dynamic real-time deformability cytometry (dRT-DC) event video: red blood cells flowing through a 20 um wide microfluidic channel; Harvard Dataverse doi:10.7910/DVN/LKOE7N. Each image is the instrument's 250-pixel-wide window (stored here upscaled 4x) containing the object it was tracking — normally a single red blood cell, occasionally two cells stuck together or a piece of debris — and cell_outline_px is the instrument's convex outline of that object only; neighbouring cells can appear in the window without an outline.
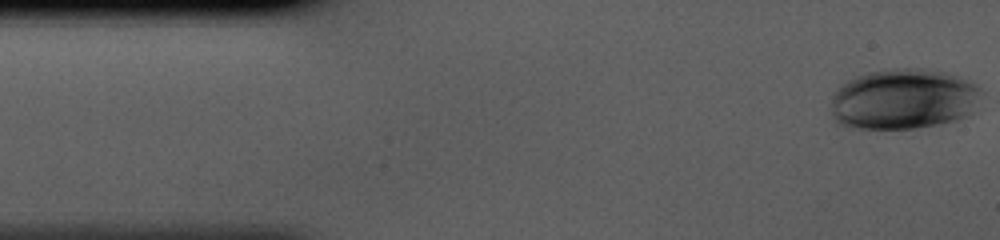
{"species": "human", "species_latin": "Homo sapiens", "temperature_condition": "cold", "stored_images_in_passage": 40, "camera_frame_rate_fps": 3000, "um_per_image_px": 0.085, "donor": {"sex": "male"}, "frame": {"image": 1, "passage_image": 1, "time_ms": 0.0, "image_size_px": [1000, 240], "cell_outline_px": [[976, 88], [972, 112], [956, 120], [916, 128], [848, 128], [836, 124], [832, 116], [832, 96], [836, 88], [840, 84], [856, 76], [868, 72], [884, 68], [920, 68], [948, 72], [972, 84]], "centroid_in_image_um": [76.65, 8.42], "position_along_channel_um": 8.4, "area_um2": 52.66}}
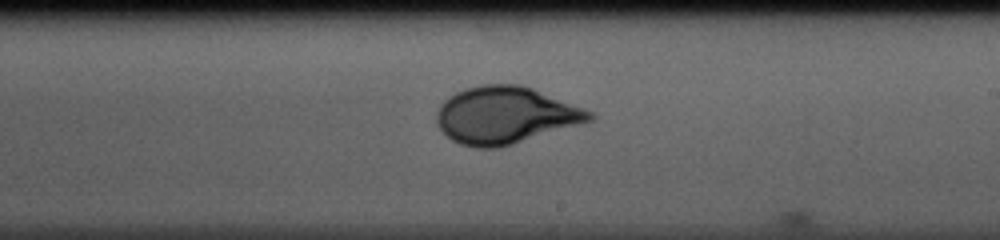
{"frame": {"image": 2, "passage_image": 24, "time_ms": 7.667, "image_size_px": [1000, 240], "cell_outline_px": [[596, 116], [592, 120], [580, 124], [500, 148], [476, 148], [460, 144], [452, 140], [440, 128], [436, 120], [436, 112], [440, 104], [444, 100], [456, 92], [480, 84], [520, 84], [532, 88], [584, 108], [592, 112]], "centroid_in_image_um": [42.95, 9.8], "position_along_channel_um": 246.1, "area_um2": 50.69}}
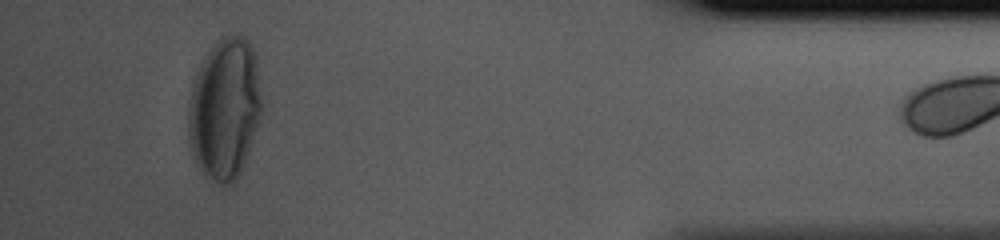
{"frame": {"image": 3, "passage_image": 39, "time_ms": 12.667, "image_size_px": [1000, 240], "cell_outline_px": [[260, 120], [240, 176], [232, 184], [220, 184], [200, 172], [192, 152], [188, 136], [188, 104], [196, 72], [212, 44], [224, 36], [248, 36], [256, 52], [260, 100]], "centroid_in_image_um": [19.1, 9.24], "position_along_channel_um": 416.1, "area_um2": 60.75}}